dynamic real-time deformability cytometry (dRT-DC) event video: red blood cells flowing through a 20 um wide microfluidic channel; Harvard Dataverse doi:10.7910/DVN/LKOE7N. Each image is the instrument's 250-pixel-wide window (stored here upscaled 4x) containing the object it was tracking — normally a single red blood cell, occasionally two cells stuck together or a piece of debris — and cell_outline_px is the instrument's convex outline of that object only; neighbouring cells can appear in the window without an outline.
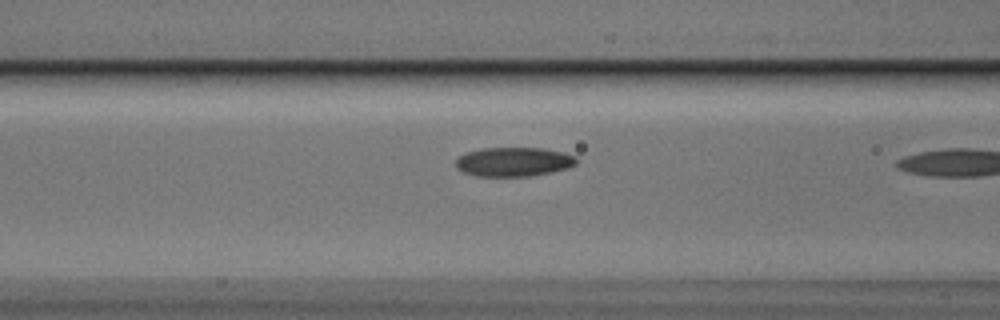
{"species": "Egyptian fruit bat (a non-hibernating species)", "species_latin": "Rousettus aegyptiacus", "temperature_condition": "cold", "stored_images_in_passage": 21, "camera_frame_rate_fps": 3000, "um_per_image_px": 0.085, "animal": {"sex": "male"}, "frame": {"image": 1, "passage_image": 20, "time_ms": 6.333, "image_size_px": [1000, 320], "cell_outline_px": [[576, 164], [568, 168], [528, 176], [476, 176], [464, 172], [456, 168], [456, 160], [460, 156], [468, 152], [480, 148], [540, 148], [564, 152], [576, 156]], "centroid_in_image_um": [43.66, 13.75], "position_along_channel_um": 122.9, "area_um2": 20.35}}